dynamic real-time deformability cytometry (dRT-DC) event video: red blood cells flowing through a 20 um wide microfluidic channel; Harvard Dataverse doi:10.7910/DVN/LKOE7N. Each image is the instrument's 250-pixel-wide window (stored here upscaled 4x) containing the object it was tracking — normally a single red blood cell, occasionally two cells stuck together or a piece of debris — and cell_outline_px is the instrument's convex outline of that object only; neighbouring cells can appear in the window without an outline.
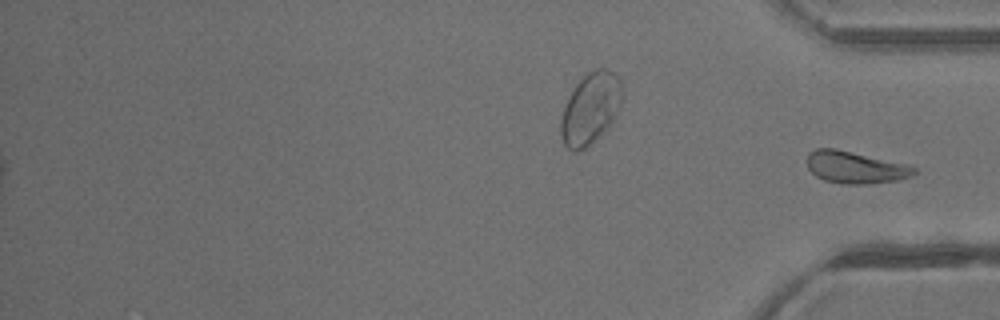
{"species": "common noctule bat (a hibernating species)", "species_latin": "Nyctalus noctula", "temperature_condition": "warm", "stored_images_in_passage": 40, "camera_frame_rate_fps": 3000, "um_per_image_px": 0.085, "animal": {"sex": "male", "body_mass_g": 13.3}, "frame": {"image": 1, "passage_image": 40, "time_ms": 13.0, "image_size_px": [1000, 320], "cell_outline_px": [[920, 172], [912, 176], [896, 180], [864, 184], [844, 184], [824, 180], [816, 176], [808, 168], [808, 152], [816, 148], [836, 148], [904, 164], [916, 168]], "centroid_in_image_um": [72.69, 14.22], "position_along_channel_um": 362.5, "area_um2": 19.83}}